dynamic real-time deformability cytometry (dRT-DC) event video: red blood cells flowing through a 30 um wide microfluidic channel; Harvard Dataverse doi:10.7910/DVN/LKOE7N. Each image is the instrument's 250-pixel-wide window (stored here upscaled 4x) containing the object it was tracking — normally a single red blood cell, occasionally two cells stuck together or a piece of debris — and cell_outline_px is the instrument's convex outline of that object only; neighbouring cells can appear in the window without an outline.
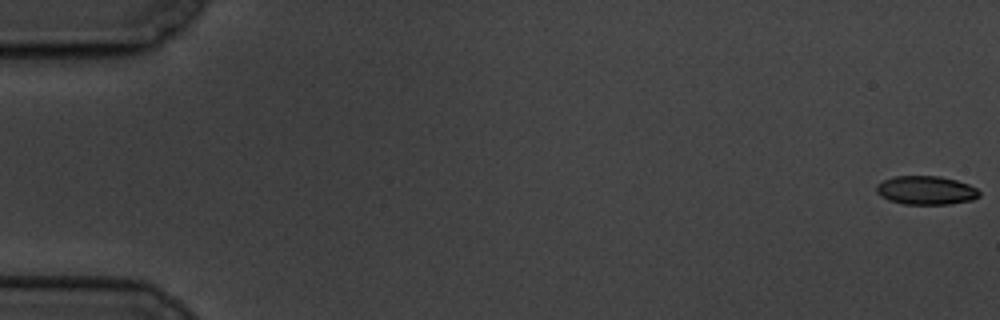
{"species": "common noctule bat (a hibernating species)", "species_latin": "Nyctalus noctula", "temperature_condition": "cold", "stored_images_in_passage": 7, "camera_frame_rate_fps": 3000, "um_per_image_px": 0.085, "animal": {"sex": "male", "body_mass_g": 19.5, "forearm_length_mm": 54.6}, "frame": {"image": 1, "passage_image": 1, "time_ms": 0.0, "image_size_px": [1000, 320], "cell_outline_px": [[980, 196], [972, 200], [952, 204], [904, 204], [888, 200], [880, 196], [876, 192], [876, 184], [892, 176], [940, 176], [956, 180], [968, 184], [976, 188], [980, 192]], "centroid_in_image_um": [78.7, 16.17], "position_along_channel_um": 6.3, "area_um2": 17.34}}
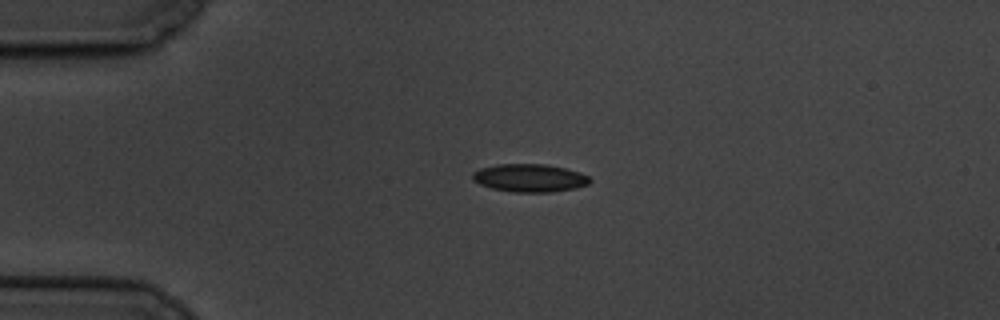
{"frame": {"image": 2, "passage_image": 5, "time_ms": 4.667, "image_size_px": [1000, 320], "cell_outline_px": [[592, 180], [588, 184], [576, 188], [552, 192], [512, 192], [492, 188], [480, 184], [472, 180], [472, 172], [480, 168], [496, 164], [548, 164], [580, 172], [588, 176]], "centroid_in_image_um": [45.01, 15.12], "position_along_channel_um": 40.0, "area_um2": 19.25}}
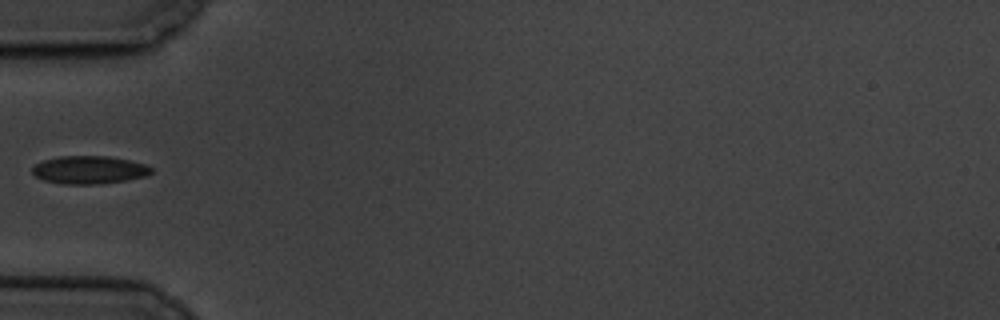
{"frame": {"image": 3, "passage_image": 7, "time_ms": 6.667, "image_size_px": [1000, 320], "cell_outline_px": [[152, 172], [148, 176], [128, 180], [100, 184], [64, 184], [44, 180], [36, 176], [32, 172], [32, 168], [36, 164], [44, 160], [60, 156], [108, 156], [128, 160], [144, 164], [152, 168]], "centroid_in_image_um": [7.61, 14.44], "position_along_channel_um": 77.4, "area_um2": 19.36}}